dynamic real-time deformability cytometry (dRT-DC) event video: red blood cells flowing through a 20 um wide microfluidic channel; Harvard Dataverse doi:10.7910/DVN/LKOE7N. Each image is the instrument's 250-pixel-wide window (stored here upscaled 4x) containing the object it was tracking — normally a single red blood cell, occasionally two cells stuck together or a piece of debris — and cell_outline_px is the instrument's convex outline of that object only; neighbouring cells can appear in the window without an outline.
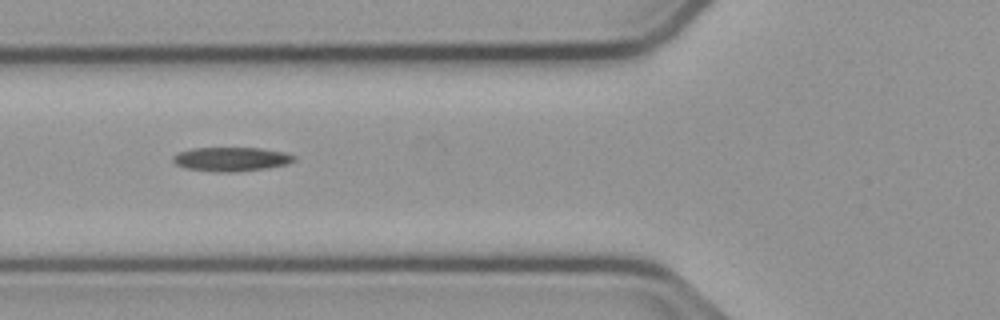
{"species": "common noctule bat (a hibernating species)", "species_latin": "Nyctalus noctula", "temperature_condition": "cold", "stored_images_in_passage": 44, "segment_of_instrument_passage": [1, 2], "camera_frame_rate_fps": 3000, "um_per_image_px": 0.085, "animal": {"sex": "male", "body_mass_g": 23.1, "forearm_length_mm": 52.7}, "frame": {"image": 1, "passage_image": 9, "time_ms": 2.667, "image_size_px": [1000, 320], "cell_outline_px": [[296, 160], [288, 164], [268, 168], [236, 172], [216, 172], [188, 168], [176, 164], [172, 160], [172, 156], [180, 152], [192, 148], [260, 148], [284, 152], [296, 156]], "centroid_in_image_um": [19.69, 13.53], "position_along_channel_um": 106.1, "area_um2": 16.99}}
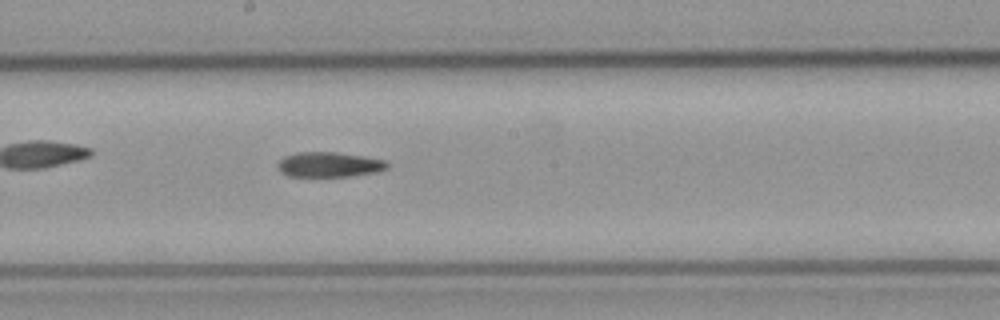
{"frame": {"image": 2, "passage_image": 18, "time_ms": 5.667, "image_size_px": [1000, 320], "cell_outline_px": [[388, 168], [380, 172], [348, 176], [288, 176], [280, 172], [280, 160], [284, 156], [296, 152], [336, 152], [364, 156], [384, 160], [388, 164]], "centroid_in_image_um": [28.02, 13.98], "position_along_channel_um": 220.2, "area_um2": 15.9}}
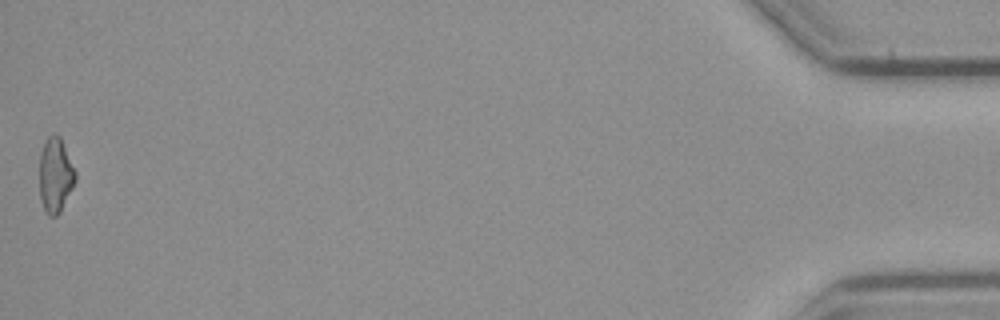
{"frame": {"image": 3, "passage_image": 43, "time_ms": 14.0, "image_size_px": [1000, 320], "cell_outline_px": [[76, 180], [60, 212], [56, 216], [48, 216], [40, 200], [40, 156], [44, 144], [48, 136], [56, 132], [60, 136], [76, 172]], "centroid_in_image_um": [4.71, 14.88], "position_along_channel_um": 430.5, "area_um2": 15.55}}